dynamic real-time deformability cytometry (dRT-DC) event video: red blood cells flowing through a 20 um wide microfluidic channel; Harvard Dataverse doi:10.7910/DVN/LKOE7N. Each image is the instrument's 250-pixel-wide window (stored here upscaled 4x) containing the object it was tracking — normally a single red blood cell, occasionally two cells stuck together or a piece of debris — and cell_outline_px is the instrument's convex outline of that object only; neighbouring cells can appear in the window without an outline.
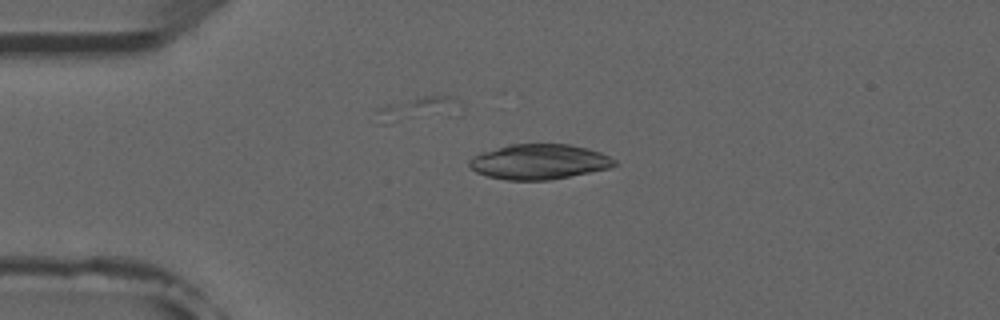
{"species": "common noctule bat (a hibernating species)", "species_latin": "Nyctalus noctula", "temperature_condition": "room temperature", "stored_images_in_passage": 5, "camera_frame_rate_fps": 3000, "um_per_image_px": 0.085, "animal": {"sex": "male", "forearm_length_mm": 52.5}, "frame": {"image": 1, "passage_image": 4, "time_ms": 3.333, "image_size_px": [1000, 320], "cell_outline_px": [[620, 164], [608, 168], [548, 180], [508, 180], [488, 176], [476, 172], [468, 168], [468, 160], [472, 156], [480, 152], [508, 144], [568, 144], [600, 152], [616, 160]], "centroid_in_image_um": [45.76, 13.74], "position_along_channel_um": 39.2, "area_um2": 29.71}}